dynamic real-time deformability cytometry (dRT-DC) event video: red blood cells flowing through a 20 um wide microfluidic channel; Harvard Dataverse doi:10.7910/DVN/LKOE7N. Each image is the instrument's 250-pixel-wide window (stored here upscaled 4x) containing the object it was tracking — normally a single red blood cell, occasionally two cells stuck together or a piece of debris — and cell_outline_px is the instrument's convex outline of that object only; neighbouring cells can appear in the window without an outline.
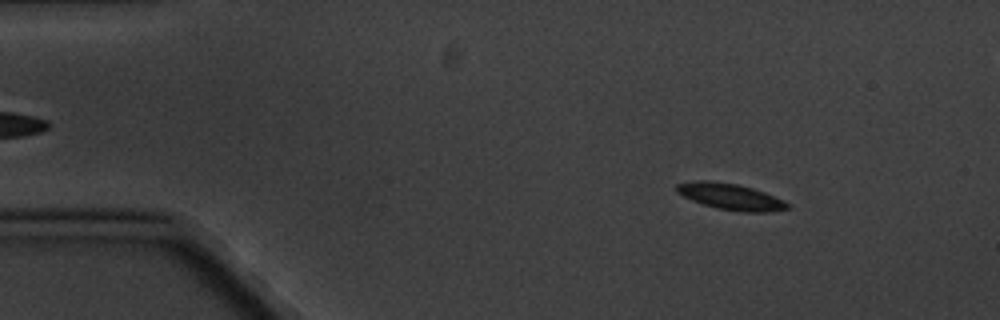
{"species": "common noctule bat (a hibernating species)", "species_latin": "Nyctalus noctula", "temperature_condition": "cold", "stored_images_in_passage": 5, "camera_frame_rate_fps": 3000, "um_per_image_px": 0.085, "animal": {"sex": "male", "body_mass_g": 20.1, "forearm_length_mm": 53.5}, "frame": {"image": 1, "passage_image": 2, "time_ms": 1.0, "image_size_px": [1000, 320], "cell_outline_px": [[792, 208], [768, 212], [740, 212], [716, 208], [692, 200], [676, 192], [676, 184], [696, 180], [708, 180], [736, 184], [752, 188], [764, 192], [784, 200]], "centroid_in_image_um": [62.11, 16.72], "position_along_channel_um": 22.9, "area_um2": 16.94}}